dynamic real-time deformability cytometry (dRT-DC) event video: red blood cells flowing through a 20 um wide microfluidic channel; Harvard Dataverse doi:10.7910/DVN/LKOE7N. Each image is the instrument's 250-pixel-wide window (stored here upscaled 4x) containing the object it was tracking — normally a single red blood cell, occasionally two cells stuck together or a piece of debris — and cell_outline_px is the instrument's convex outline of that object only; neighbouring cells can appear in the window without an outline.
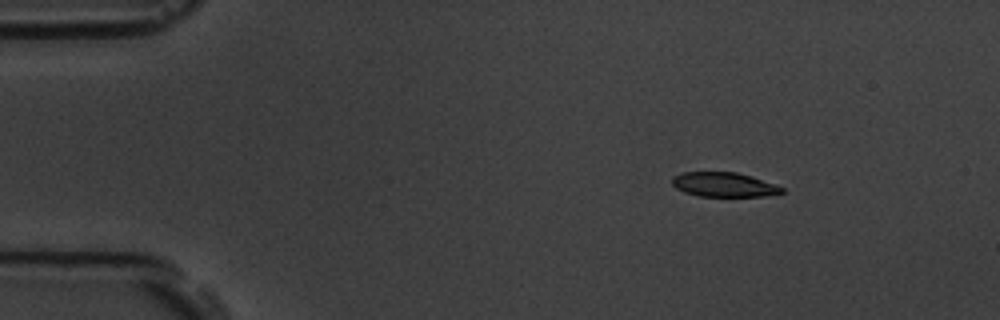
{"species": "common noctule bat (a hibernating species)", "species_latin": "Nyctalus noctula", "temperature_condition": "room temperature", "stored_images_in_passage": 5, "camera_frame_rate_fps": 3000, "um_per_image_px": 0.085, "animal": {"sex": "male", "body_mass_g": 19.5, "forearm_length_mm": 54.6}, "frame": {"image": 1, "passage_image": 3, "time_ms": 2.333, "image_size_px": [1000, 320], "cell_outline_px": [[784, 192], [764, 196], [700, 196], [684, 192], [676, 188], [672, 184], [672, 176], [684, 172], [736, 172], [752, 176], [776, 184], [784, 188]], "centroid_in_image_um": [61.54, 15.69], "position_along_channel_um": 23.5, "area_um2": 15.66}}